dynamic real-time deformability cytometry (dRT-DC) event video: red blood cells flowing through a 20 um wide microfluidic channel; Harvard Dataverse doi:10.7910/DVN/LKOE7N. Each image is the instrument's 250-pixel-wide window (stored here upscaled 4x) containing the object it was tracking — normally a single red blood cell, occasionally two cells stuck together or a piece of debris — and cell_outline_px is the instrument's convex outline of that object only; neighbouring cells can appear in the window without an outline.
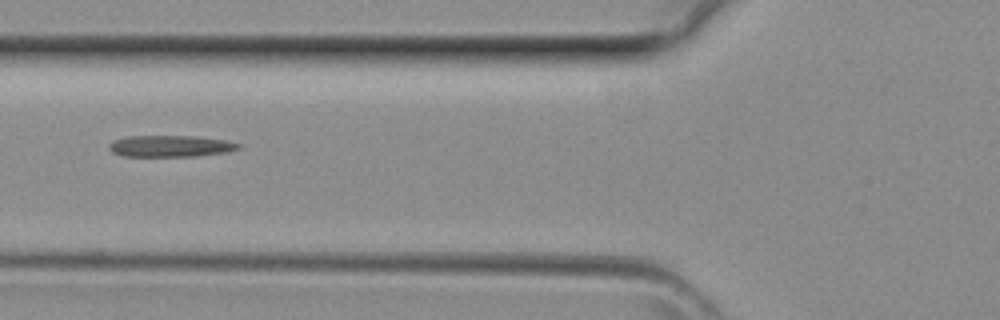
{"species": "common noctule bat (a hibernating species)", "species_latin": "Nyctalus noctula", "temperature_condition": "room temperature", "stored_images_in_passage": 3, "camera_frame_rate_fps": 3000, "um_per_image_px": 0.085, "animal": {"sex": "female", "body_mass_g": 29.2, "forearm_length_mm": 56.3}, "frame": {"image": 1, "passage_image": 3, "time_ms": 0.667, "image_size_px": [1000, 320], "cell_outline_px": [[240, 148], [224, 152], [196, 156], [124, 156], [112, 152], [108, 148], [108, 144], [112, 140], [128, 136], [196, 136], [224, 140], [240, 144]], "centroid_in_image_um": [14.43, 12.41], "position_along_channel_um": 111.4, "area_um2": 16.13}}